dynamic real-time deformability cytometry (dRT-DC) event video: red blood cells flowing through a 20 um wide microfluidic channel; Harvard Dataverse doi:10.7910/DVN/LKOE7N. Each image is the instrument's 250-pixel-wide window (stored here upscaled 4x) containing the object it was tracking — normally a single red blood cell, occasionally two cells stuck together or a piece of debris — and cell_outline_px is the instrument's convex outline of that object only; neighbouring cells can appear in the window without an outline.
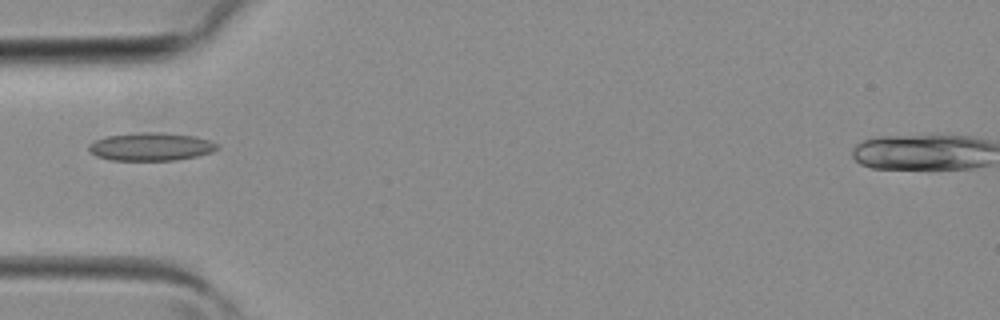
{"species": "common noctule bat (a hibernating species)", "species_latin": "Nyctalus noctula", "temperature_condition": "room temperature", "stored_images_in_passage": 3, "camera_frame_rate_fps": 3000, "um_per_image_px": 0.085, "animal": {"sex": "female", "body_mass_g": 19.3, "forearm_length_mm": 54.1}, "frame": {"image": 1, "passage_image": 3, "time_ms": 0.667, "image_size_px": [1000, 320], "cell_outline_px": [[220, 148], [212, 152], [196, 156], [176, 160], [112, 160], [96, 156], [88, 148], [88, 144], [96, 140], [108, 136], [144, 132], [160, 132], [196, 136], [212, 140]], "centroid_in_image_um": [12.87, 12.46], "position_along_channel_um": 72.1, "area_um2": 20.92}}